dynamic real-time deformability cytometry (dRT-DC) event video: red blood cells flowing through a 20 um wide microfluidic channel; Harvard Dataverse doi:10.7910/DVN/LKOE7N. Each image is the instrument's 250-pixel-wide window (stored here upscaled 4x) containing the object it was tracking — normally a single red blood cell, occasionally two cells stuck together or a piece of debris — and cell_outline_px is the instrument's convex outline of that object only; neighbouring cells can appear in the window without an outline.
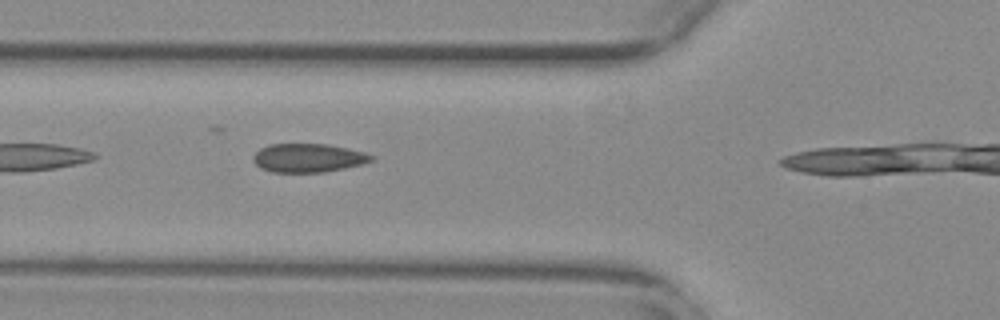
{"species": "common noctule bat (a hibernating species)", "species_latin": "Nyctalus noctula", "temperature_condition": "warm", "stored_images_in_passage": 8, "camera_frame_rate_fps": 3000, "um_per_image_px": 0.085, "animal": {"sex": "female", "body_mass_g": 29.2, "forearm_length_mm": 56.3}, "frame": {"image": 1, "passage_image": 4, "time_ms": 1.0, "image_size_px": [1000, 320], "cell_outline_px": [[376, 156], [372, 160], [360, 164], [344, 168], [324, 172], [272, 172], [260, 168], [252, 160], [252, 156], [260, 148], [272, 144], [328, 144], [348, 148], [364, 152]], "centroid_in_image_um": [26.18, 13.42], "position_along_channel_um": 99.6, "area_um2": 19.71}}